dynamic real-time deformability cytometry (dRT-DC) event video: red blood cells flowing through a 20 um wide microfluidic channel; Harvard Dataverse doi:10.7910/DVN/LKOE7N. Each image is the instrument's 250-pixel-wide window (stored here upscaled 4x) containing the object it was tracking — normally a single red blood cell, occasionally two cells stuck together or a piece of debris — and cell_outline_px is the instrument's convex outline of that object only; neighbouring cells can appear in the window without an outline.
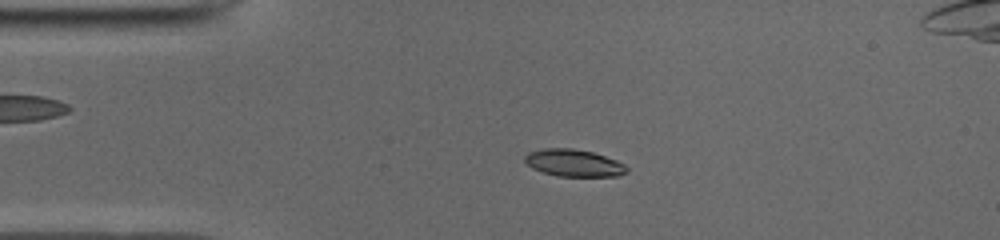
{"species": "common noctule bat (a hibernating species)", "species_latin": "Nyctalus noctula", "temperature_condition": "cold", "stored_images_in_passage": 51, "camera_frame_rate_fps": 3000, "um_per_image_px": 0.085, "animal": {"sex": "male", "body_mass_g": 19.0, "forearm_length_mm": 50.8}, "frame": {"image": 1, "passage_image": 10, "time_ms": 3.0, "image_size_px": [1000, 240], "cell_outline_px": [[628, 172], [620, 176], [556, 176], [532, 168], [524, 160], [524, 156], [528, 152], [544, 148], [572, 148], [592, 152], [616, 160], [624, 164], [628, 168]], "centroid_in_image_um": [48.78, 13.85], "position_along_channel_um": 36.2, "area_um2": 16.13}}
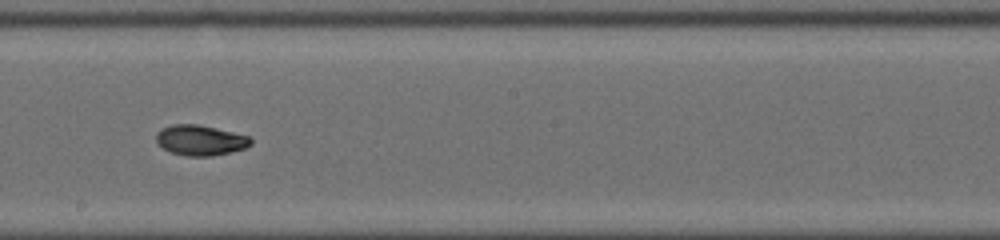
{"frame": {"image": 2, "passage_image": 27, "time_ms": 8.667, "image_size_px": [1000, 240], "cell_outline_px": [[252, 144], [244, 148], [232, 152], [212, 156], [188, 156], [172, 152], [164, 148], [156, 140], [156, 132], [160, 128], [172, 124], [196, 124], [216, 128], [252, 136]], "centroid_in_image_um": [17.06, 11.91], "position_along_channel_um": 231.1, "area_um2": 16.82}}
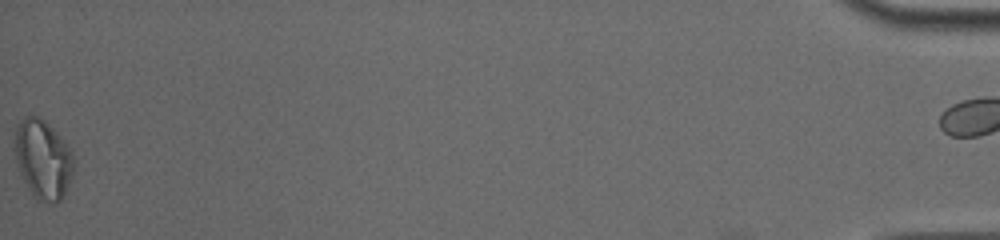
{"frame": {"image": 3, "passage_image": 50, "time_ms": 16.333, "image_size_px": [1000, 240], "cell_outline_px": [[72, 176], [64, 196], [60, 200], [52, 204], [48, 204], [36, 200], [20, 176], [12, 148], [16, 128], [20, 120], [28, 116], [40, 116], [64, 140], [72, 152]], "centroid_in_image_um": [3.61, 13.56], "position_along_channel_um": 431.6, "area_um2": 27.57}, "authors_computed_cell_mechanics": {"area_um2": 16.5308, "velocity_mm_per_s": 3.9555, "shape_relaxation_time_tau1_ms": 4.1067, "shape_relaxation_time_tau2_ms": 2.9139, "deformation_change_tau1": 0.16, "deformation_change_tau2": 0.0658}}